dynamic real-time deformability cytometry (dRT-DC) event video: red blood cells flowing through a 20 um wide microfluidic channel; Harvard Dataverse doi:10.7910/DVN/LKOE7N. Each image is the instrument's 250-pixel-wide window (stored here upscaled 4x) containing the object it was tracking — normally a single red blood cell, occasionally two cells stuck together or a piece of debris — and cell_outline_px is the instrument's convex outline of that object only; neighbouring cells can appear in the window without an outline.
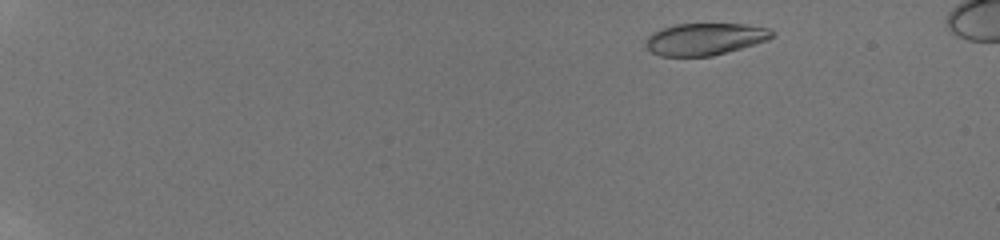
{"species": "human", "species_latin": "Homo sapiens", "temperature_condition": "room temperature", "stored_images_in_passage": 42, "camera_frame_rate_fps": 3000, "um_per_image_px": 0.085, "donor": {"sex": "male"}, "frame": {"image": 1, "passage_image": 5, "time_ms": 1.333, "image_size_px": [1000, 240], "cell_outline_px": [[776, 36], [768, 40], [756, 44], [712, 56], [660, 56], [652, 52], [644, 44], [648, 36], [652, 32], [676, 24], [744, 24], [768, 28], [776, 32]], "centroid_in_image_um": [59.96, 3.32], "position_along_channel_um": 25.0, "area_um2": 23.64}}
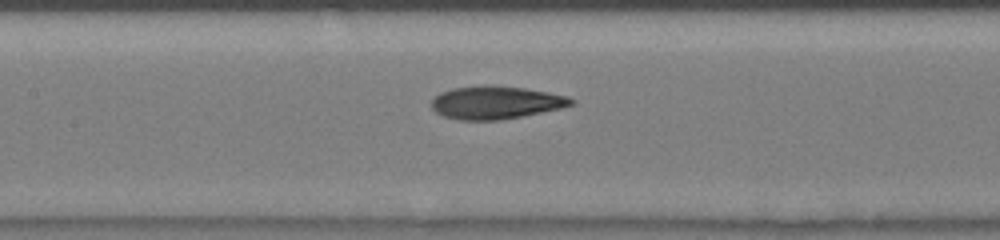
{"frame": {"image": 2, "passage_image": 26, "time_ms": 8.333, "image_size_px": [1000, 240], "cell_outline_px": [[576, 104], [560, 108], [520, 116], [496, 120], [460, 120], [444, 116], [436, 112], [432, 108], [432, 100], [440, 92], [452, 88], [484, 84], [488, 84], [524, 88], [548, 92], [568, 96], [576, 100]], "centroid_in_image_um": [42.15, 8.69], "position_along_channel_um": 165.3, "area_um2": 26.82}}
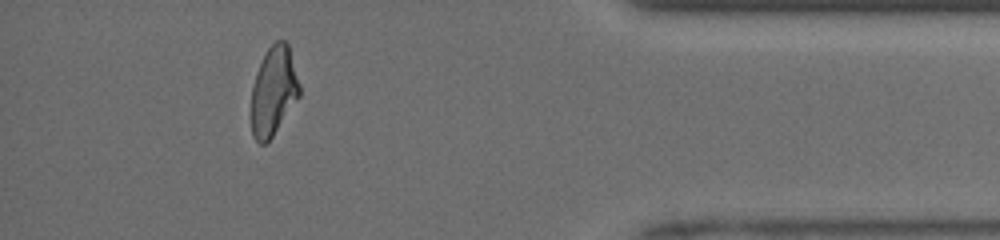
{"frame": {"image": 3, "passage_image": 41, "time_ms": 15.0, "image_size_px": [1000, 240], "cell_outline_px": [[300, 96], [272, 136], [264, 144], [260, 144], [252, 136], [252, 88], [256, 72], [268, 48], [276, 40], [284, 40], [288, 44], [300, 84]], "centroid_in_image_um": [23.26, 7.73], "position_along_channel_um": 411.9, "area_um2": 24.68}, "authors_computed_cell_mechanics": {"area_um2": 25.9522, "velocity_mm_per_s": 4.1479, "shape_relaxation_time_tau1_ms": 5.0696, "shape_relaxation_time_tau2_ms": 1.7341, "deformation_change_tau1": 0.2004, "deformation_change_tau2": 0.085}}